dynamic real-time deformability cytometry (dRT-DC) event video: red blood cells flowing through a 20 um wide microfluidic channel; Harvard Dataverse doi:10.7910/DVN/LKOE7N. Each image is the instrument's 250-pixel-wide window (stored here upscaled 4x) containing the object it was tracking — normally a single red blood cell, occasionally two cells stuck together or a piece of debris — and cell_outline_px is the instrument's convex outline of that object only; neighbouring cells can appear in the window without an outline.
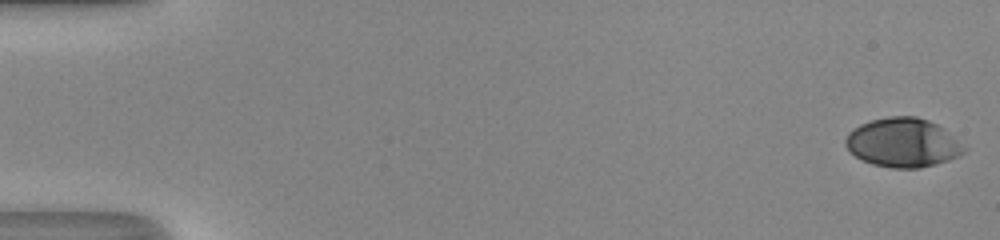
{"species": "human", "species_latin": "Homo sapiens", "temperature_condition": "room temperature", "stored_images_in_passage": 51, "camera_frame_rate_fps": 3000, "um_per_image_px": 0.085, "donor": {"sex": "male"}, "frame": {"image": 1, "passage_image": 1, "time_ms": 0.0, "image_size_px": [1000, 240], "cell_outline_px": [[968, 148], [960, 156], [936, 164], [920, 168], [892, 168], [872, 164], [848, 152], [844, 144], [844, 140], [848, 132], [860, 124], [872, 120], [888, 116], [916, 116], [928, 120], [936, 124]], "centroid_in_image_um": [76.72, 12.13], "position_along_channel_um": 8.3, "area_um2": 33.93}}
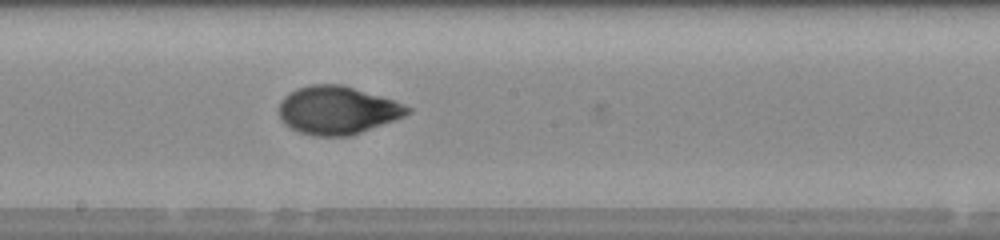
{"frame": {"image": 2, "passage_image": 29, "time_ms": 9.333, "image_size_px": [1000, 240], "cell_outline_px": [[412, 112], [396, 120], [352, 136], [316, 136], [300, 132], [284, 124], [280, 120], [280, 100], [288, 92], [296, 88], [312, 84], [340, 84], [380, 96], [404, 104], [412, 108]], "centroid_in_image_um": [28.68, 9.38], "position_along_channel_um": 219.5, "area_um2": 36.13}}
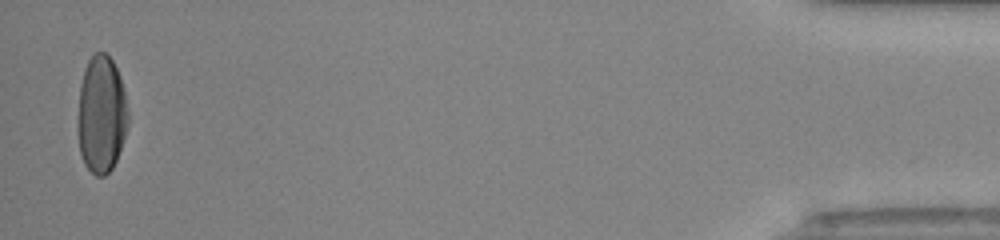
{"frame": {"image": 3, "passage_image": 50, "time_ms": 16.333, "image_size_px": [1000, 240], "cell_outline_px": [[128, 124], [116, 160], [112, 168], [104, 176], [96, 176], [84, 164], [80, 156], [80, 84], [84, 68], [92, 52], [104, 52], [112, 60], [120, 76], [124, 88], [128, 112]], "centroid_in_image_um": [8.64, 9.69], "position_along_channel_um": 426.6, "area_um2": 33.93}, "authors_computed_cell_mechanics": {"area_um2": 34.5644, "velocity_mm_per_s": 4.2108, "shape_relaxation_time_tau1_ms": 4.1873, "shape_relaxation_time_tau2_ms": 0.9507, "deformation_change_tau1": 0.1871, "deformation_change_tau2": 0.0455}}